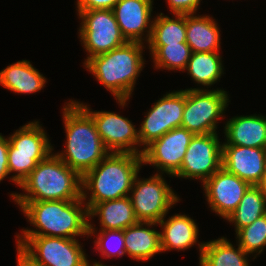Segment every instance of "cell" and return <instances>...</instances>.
Here are the masks:
<instances>
[{
	"label": "cell",
	"mask_w": 266,
	"mask_h": 266,
	"mask_svg": "<svg viewBox=\"0 0 266 266\" xmlns=\"http://www.w3.org/2000/svg\"><path fill=\"white\" fill-rule=\"evenodd\" d=\"M16 243L44 266H90L79 239L15 235Z\"/></svg>",
	"instance_id": "cell-9"
},
{
	"label": "cell",
	"mask_w": 266,
	"mask_h": 266,
	"mask_svg": "<svg viewBox=\"0 0 266 266\" xmlns=\"http://www.w3.org/2000/svg\"><path fill=\"white\" fill-rule=\"evenodd\" d=\"M222 145L266 148V116L250 114L233 116L224 125Z\"/></svg>",
	"instance_id": "cell-18"
},
{
	"label": "cell",
	"mask_w": 266,
	"mask_h": 266,
	"mask_svg": "<svg viewBox=\"0 0 266 266\" xmlns=\"http://www.w3.org/2000/svg\"><path fill=\"white\" fill-rule=\"evenodd\" d=\"M201 186L208 208H211L215 215L226 220L251 185L221 167Z\"/></svg>",
	"instance_id": "cell-14"
},
{
	"label": "cell",
	"mask_w": 266,
	"mask_h": 266,
	"mask_svg": "<svg viewBox=\"0 0 266 266\" xmlns=\"http://www.w3.org/2000/svg\"><path fill=\"white\" fill-rule=\"evenodd\" d=\"M257 186L266 194V167Z\"/></svg>",
	"instance_id": "cell-36"
},
{
	"label": "cell",
	"mask_w": 266,
	"mask_h": 266,
	"mask_svg": "<svg viewBox=\"0 0 266 266\" xmlns=\"http://www.w3.org/2000/svg\"><path fill=\"white\" fill-rule=\"evenodd\" d=\"M68 101L61 109L66 133L65 149L55 154L82 177L110 151L100 138L92 117L76 100Z\"/></svg>",
	"instance_id": "cell-2"
},
{
	"label": "cell",
	"mask_w": 266,
	"mask_h": 266,
	"mask_svg": "<svg viewBox=\"0 0 266 266\" xmlns=\"http://www.w3.org/2000/svg\"><path fill=\"white\" fill-rule=\"evenodd\" d=\"M81 20L78 38L87 53L83 65L92 57L123 46L128 41L122 35L112 10L77 11Z\"/></svg>",
	"instance_id": "cell-8"
},
{
	"label": "cell",
	"mask_w": 266,
	"mask_h": 266,
	"mask_svg": "<svg viewBox=\"0 0 266 266\" xmlns=\"http://www.w3.org/2000/svg\"><path fill=\"white\" fill-rule=\"evenodd\" d=\"M154 226H158V223L138 221L123 230L125 251L132 260L145 262L155 254L162 253L160 232Z\"/></svg>",
	"instance_id": "cell-19"
},
{
	"label": "cell",
	"mask_w": 266,
	"mask_h": 266,
	"mask_svg": "<svg viewBox=\"0 0 266 266\" xmlns=\"http://www.w3.org/2000/svg\"><path fill=\"white\" fill-rule=\"evenodd\" d=\"M184 106L185 89L168 92L154 105L152 104L144 114L141 126L137 128L140 139V155L152 141L159 139L174 128L181 127Z\"/></svg>",
	"instance_id": "cell-10"
},
{
	"label": "cell",
	"mask_w": 266,
	"mask_h": 266,
	"mask_svg": "<svg viewBox=\"0 0 266 266\" xmlns=\"http://www.w3.org/2000/svg\"><path fill=\"white\" fill-rule=\"evenodd\" d=\"M88 216L89 222L98 216L99 230H124L138 222L129 196L96 203Z\"/></svg>",
	"instance_id": "cell-22"
},
{
	"label": "cell",
	"mask_w": 266,
	"mask_h": 266,
	"mask_svg": "<svg viewBox=\"0 0 266 266\" xmlns=\"http://www.w3.org/2000/svg\"><path fill=\"white\" fill-rule=\"evenodd\" d=\"M17 266H44L29 255L20 245L16 243Z\"/></svg>",
	"instance_id": "cell-35"
},
{
	"label": "cell",
	"mask_w": 266,
	"mask_h": 266,
	"mask_svg": "<svg viewBox=\"0 0 266 266\" xmlns=\"http://www.w3.org/2000/svg\"><path fill=\"white\" fill-rule=\"evenodd\" d=\"M119 0H76V10H112Z\"/></svg>",
	"instance_id": "cell-33"
},
{
	"label": "cell",
	"mask_w": 266,
	"mask_h": 266,
	"mask_svg": "<svg viewBox=\"0 0 266 266\" xmlns=\"http://www.w3.org/2000/svg\"><path fill=\"white\" fill-rule=\"evenodd\" d=\"M153 67L158 70L184 72L192 51L186 42L168 45H147Z\"/></svg>",
	"instance_id": "cell-28"
},
{
	"label": "cell",
	"mask_w": 266,
	"mask_h": 266,
	"mask_svg": "<svg viewBox=\"0 0 266 266\" xmlns=\"http://www.w3.org/2000/svg\"><path fill=\"white\" fill-rule=\"evenodd\" d=\"M8 148L9 140L8 137L0 133V183L3 181L9 174L8 170Z\"/></svg>",
	"instance_id": "cell-34"
},
{
	"label": "cell",
	"mask_w": 266,
	"mask_h": 266,
	"mask_svg": "<svg viewBox=\"0 0 266 266\" xmlns=\"http://www.w3.org/2000/svg\"><path fill=\"white\" fill-rule=\"evenodd\" d=\"M82 177L54 152L39 162L21 182L23 193L10 194L13 201L81 199Z\"/></svg>",
	"instance_id": "cell-5"
},
{
	"label": "cell",
	"mask_w": 266,
	"mask_h": 266,
	"mask_svg": "<svg viewBox=\"0 0 266 266\" xmlns=\"http://www.w3.org/2000/svg\"><path fill=\"white\" fill-rule=\"evenodd\" d=\"M222 144L217 133L194 135L173 177L200 180L203 184L222 167Z\"/></svg>",
	"instance_id": "cell-11"
},
{
	"label": "cell",
	"mask_w": 266,
	"mask_h": 266,
	"mask_svg": "<svg viewBox=\"0 0 266 266\" xmlns=\"http://www.w3.org/2000/svg\"><path fill=\"white\" fill-rule=\"evenodd\" d=\"M194 134L186 128L178 127L165 133L147 145L142 153V164L158 169L156 173L169 177L180 169L188 145Z\"/></svg>",
	"instance_id": "cell-13"
},
{
	"label": "cell",
	"mask_w": 266,
	"mask_h": 266,
	"mask_svg": "<svg viewBox=\"0 0 266 266\" xmlns=\"http://www.w3.org/2000/svg\"><path fill=\"white\" fill-rule=\"evenodd\" d=\"M95 224L89 222V233L95 235L94 247L103 259L123 257L126 255L123 230H96ZM98 231V232H97ZM101 253V254H100Z\"/></svg>",
	"instance_id": "cell-29"
},
{
	"label": "cell",
	"mask_w": 266,
	"mask_h": 266,
	"mask_svg": "<svg viewBox=\"0 0 266 266\" xmlns=\"http://www.w3.org/2000/svg\"><path fill=\"white\" fill-rule=\"evenodd\" d=\"M142 155L110 152L82 176L81 198L88 211L96 204L130 195Z\"/></svg>",
	"instance_id": "cell-4"
},
{
	"label": "cell",
	"mask_w": 266,
	"mask_h": 266,
	"mask_svg": "<svg viewBox=\"0 0 266 266\" xmlns=\"http://www.w3.org/2000/svg\"><path fill=\"white\" fill-rule=\"evenodd\" d=\"M236 235L238 245L255 260L266 247V214L257 218L252 224L241 228ZM252 254V255H251Z\"/></svg>",
	"instance_id": "cell-30"
},
{
	"label": "cell",
	"mask_w": 266,
	"mask_h": 266,
	"mask_svg": "<svg viewBox=\"0 0 266 266\" xmlns=\"http://www.w3.org/2000/svg\"><path fill=\"white\" fill-rule=\"evenodd\" d=\"M165 217L158 222L162 230L160 231L161 252L171 250L184 252L198 244L200 260L205 242L198 241L200 234L196 221L185 213L174 214L167 220Z\"/></svg>",
	"instance_id": "cell-17"
},
{
	"label": "cell",
	"mask_w": 266,
	"mask_h": 266,
	"mask_svg": "<svg viewBox=\"0 0 266 266\" xmlns=\"http://www.w3.org/2000/svg\"><path fill=\"white\" fill-rule=\"evenodd\" d=\"M47 79L29 60H19L0 70V85L18 94H32L41 91Z\"/></svg>",
	"instance_id": "cell-21"
},
{
	"label": "cell",
	"mask_w": 266,
	"mask_h": 266,
	"mask_svg": "<svg viewBox=\"0 0 266 266\" xmlns=\"http://www.w3.org/2000/svg\"><path fill=\"white\" fill-rule=\"evenodd\" d=\"M210 15L186 14V43L193 52H220L221 30Z\"/></svg>",
	"instance_id": "cell-20"
},
{
	"label": "cell",
	"mask_w": 266,
	"mask_h": 266,
	"mask_svg": "<svg viewBox=\"0 0 266 266\" xmlns=\"http://www.w3.org/2000/svg\"><path fill=\"white\" fill-rule=\"evenodd\" d=\"M147 45L127 42L107 53L90 58L83 66L115 97L122 108L126 106L139 75L146 64L143 58Z\"/></svg>",
	"instance_id": "cell-3"
},
{
	"label": "cell",
	"mask_w": 266,
	"mask_h": 266,
	"mask_svg": "<svg viewBox=\"0 0 266 266\" xmlns=\"http://www.w3.org/2000/svg\"><path fill=\"white\" fill-rule=\"evenodd\" d=\"M154 0H119L112 9L128 42L147 44L152 34Z\"/></svg>",
	"instance_id": "cell-15"
},
{
	"label": "cell",
	"mask_w": 266,
	"mask_h": 266,
	"mask_svg": "<svg viewBox=\"0 0 266 266\" xmlns=\"http://www.w3.org/2000/svg\"><path fill=\"white\" fill-rule=\"evenodd\" d=\"M222 167L257 186L266 167V148L222 145Z\"/></svg>",
	"instance_id": "cell-16"
},
{
	"label": "cell",
	"mask_w": 266,
	"mask_h": 266,
	"mask_svg": "<svg viewBox=\"0 0 266 266\" xmlns=\"http://www.w3.org/2000/svg\"><path fill=\"white\" fill-rule=\"evenodd\" d=\"M221 58L220 52H193L184 72L187 71V75L191 76L199 87L185 90H205V87L208 90L212 85L220 82V78L225 73Z\"/></svg>",
	"instance_id": "cell-23"
},
{
	"label": "cell",
	"mask_w": 266,
	"mask_h": 266,
	"mask_svg": "<svg viewBox=\"0 0 266 266\" xmlns=\"http://www.w3.org/2000/svg\"><path fill=\"white\" fill-rule=\"evenodd\" d=\"M265 214L266 194L258 186L251 185L226 221L232 223L237 233Z\"/></svg>",
	"instance_id": "cell-25"
},
{
	"label": "cell",
	"mask_w": 266,
	"mask_h": 266,
	"mask_svg": "<svg viewBox=\"0 0 266 266\" xmlns=\"http://www.w3.org/2000/svg\"><path fill=\"white\" fill-rule=\"evenodd\" d=\"M45 131L38 120L29 121L8 136V140L16 152L51 153L54 147Z\"/></svg>",
	"instance_id": "cell-26"
},
{
	"label": "cell",
	"mask_w": 266,
	"mask_h": 266,
	"mask_svg": "<svg viewBox=\"0 0 266 266\" xmlns=\"http://www.w3.org/2000/svg\"><path fill=\"white\" fill-rule=\"evenodd\" d=\"M50 153H25L16 152L9 143L8 148V170L11 177L9 180L19 186L21 182L32 172L39 162L44 160ZM16 173V174H15Z\"/></svg>",
	"instance_id": "cell-31"
},
{
	"label": "cell",
	"mask_w": 266,
	"mask_h": 266,
	"mask_svg": "<svg viewBox=\"0 0 266 266\" xmlns=\"http://www.w3.org/2000/svg\"><path fill=\"white\" fill-rule=\"evenodd\" d=\"M19 206L26 220L34 228H23L21 234L41 235L78 239L89 238V216L84 201L50 200V201H14Z\"/></svg>",
	"instance_id": "cell-1"
},
{
	"label": "cell",
	"mask_w": 266,
	"mask_h": 266,
	"mask_svg": "<svg viewBox=\"0 0 266 266\" xmlns=\"http://www.w3.org/2000/svg\"><path fill=\"white\" fill-rule=\"evenodd\" d=\"M90 266H108V265H105V264H103V262L101 263V262L96 261V260L95 261L90 260Z\"/></svg>",
	"instance_id": "cell-37"
},
{
	"label": "cell",
	"mask_w": 266,
	"mask_h": 266,
	"mask_svg": "<svg viewBox=\"0 0 266 266\" xmlns=\"http://www.w3.org/2000/svg\"><path fill=\"white\" fill-rule=\"evenodd\" d=\"M224 89L185 90V106L181 127L194 135L218 133V121L224 119L229 105Z\"/></svg>",
	"instance_id": "cell-6"
},
{
	"label": "cell",
	"mask_w": 266,
	"mask_h": 266,
	"mask_svg": "<svg viewBox=\"0 0 266 266\" xmlns=\"http://www.w3.org/2000/svg\"><path fill=\"white\" fill-rule=\"evenodd\" d=\"M163 175L155 173L149 178L135 176L129 197L138 221L158 223L180 201Z\"/></svg>",
	"instance_id": "cell-7"
},
{
	"label": "cell",
	"mask_w": 266,
	"mask_h": 266,
	"mask_svg": "<svg viewBox=\"0 0 266 266\" xmlns=\"http://www.w3.org/2000/svg\"><path fill=\"white\" fill-rule=\"evenodd\" d=\"M237 248L226 237L205 242L199 260L200 266H250L247 254L236 242Z\"/></svg>",
	"instance_id": "cell-24"
},
{
	"label": "cell",
	"mask_w": 266,
	"mask_h": 266,
	"mask_svg": "<svg viewBox=\"0 0 266 266\" xmlns=\"http://www.w3.org/2000/svg\"><path fill=\"white\" fill-rule=\"evenodd\" d=\"M94 120L97 132L110 152L140 155L138 130L131 120L110 111H93L89 105L76 101Z\"/></svg>",
	"instance_id": "cell-12"
},
{
	"label": "cell",
	"mask_w": 266,
	"mask_h": 266,
	"mask_svg": "<svg viewBox=\"0 0 266 266\" xmlns=\"http://www.w3.org/2000/svg\"><path fill=\"white\" fill-rule=\"evenodd\" d=\"M202 0H166L171 14H196Z\"/></svg>",
	"instance_id": "cell-32"
},
{
	"label": "cell",
	"mask_w": 266,
	"mask_h": 266,
	"mask_svg": "<svg viewBox=\"0 0 266 266\" xmlns=\"http://www.w3.org/2000/svg\"><path fill=\"white\" fill-rule=\"evenodd\" d=\"M156 14L152 23V34L146 45H168L186 42V14Z\"/></svg>",
	"instance_id": "cell-27"
}]
</instances>
